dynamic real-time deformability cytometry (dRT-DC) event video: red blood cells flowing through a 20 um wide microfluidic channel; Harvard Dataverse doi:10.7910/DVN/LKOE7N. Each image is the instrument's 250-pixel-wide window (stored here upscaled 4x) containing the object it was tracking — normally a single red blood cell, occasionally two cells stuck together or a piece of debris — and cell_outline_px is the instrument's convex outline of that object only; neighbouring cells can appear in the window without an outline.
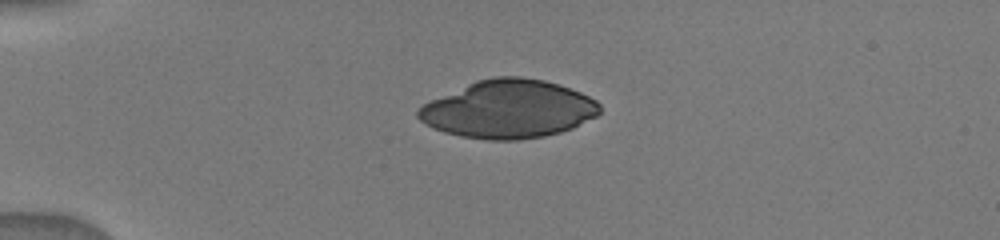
{"species": "human", "species_latin": "Homo sapiens", "temperature_condition": "warm", "stored_images_in_passage": 5, "camera_frame_rate_fps": 3000, "um_per_image_px": 0.085, "donor": {"sex": "male"}, "frame": {"image": 1, "passage_image": 1, "time_ms": 0.0, "image_size_px": [1000, 240], "cell_outline_px": [[600, 112], [596, 116], [572, 128], [560, 132], [544, 136], [516, 140], [488, 140], [460, 136], [444, 132], [432, 128], [424, 124], [416, 116], [416, 112], [424, 104], [432, 100], [476, 80], [496, 76], [520, 76], [544, 80], [580, 92], [596, 100], [600, 104]], "centroid_in_image_um": [43.21, 9.28], "position_along_channel_um": 41.8, "area_um2": 61.21}}